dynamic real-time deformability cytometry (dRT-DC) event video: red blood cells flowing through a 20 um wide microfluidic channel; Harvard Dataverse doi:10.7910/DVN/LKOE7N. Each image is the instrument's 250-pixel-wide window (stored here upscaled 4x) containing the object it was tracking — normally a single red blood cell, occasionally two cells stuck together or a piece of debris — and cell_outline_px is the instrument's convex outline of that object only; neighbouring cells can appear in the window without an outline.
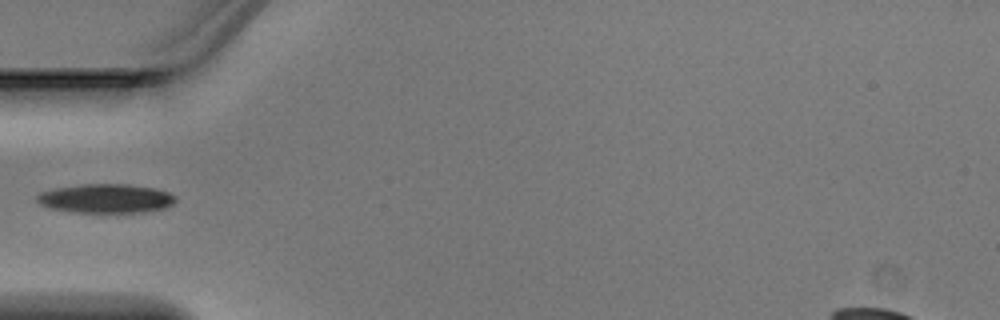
{"species": "Egyptian fruit bat (a non-hibernating species)", "species_latin": "Rousettus aegyptiacus", "temperature_condition": "warm", "stored_images_in_passage": 4, "camera_frame_rate_fps": 3000, "um_per_image_px": 0.085, "animal": {"sex": "male"}, "frame": {"image": 1, "passage_image": 4, "time_ms": 1.0, "image_size_px": [1000, 320], "cell_outline_px": [[176, 200], [172, 204], [164, 208], [140, 212], [76, 212], [52, 208], [40, 204], [36, 200], [36, 196], [40, 192], [56, 188], [80, 184], [128, 184], [156, 188], [168, 192], [176, 196]], "centroid_in_image_um": [9.01, 16.86], "position_along_channel_um": 76.0, "area_um2": 23.35}}